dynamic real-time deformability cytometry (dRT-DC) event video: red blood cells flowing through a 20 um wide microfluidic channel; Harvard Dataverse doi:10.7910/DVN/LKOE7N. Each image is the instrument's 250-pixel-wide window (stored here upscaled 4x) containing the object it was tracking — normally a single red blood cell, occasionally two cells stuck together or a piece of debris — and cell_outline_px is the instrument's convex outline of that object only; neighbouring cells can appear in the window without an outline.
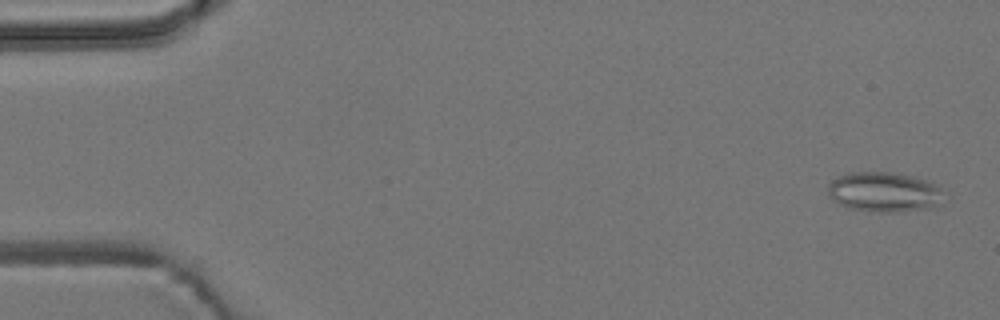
{"species": "common noctule bat (a hibernating species)", "species_latin": "Nyctalus noctula", "temperature_condition": "room temperature", "stored_images_in_passage": 5, "camera_frame_rate_fps": 3000, "um_per_image_px": 0.085, "animal": {"sex": "male", "body_mass_g": 19.2, "forearm_length_mm": 51.8}, "frame": {"image": 1, "passage_image": 1, "time_ms": 0.0, "image_size_px": [1000, 320], "cell_outline_px": [[948, 192], [940, 204], [928, 208], [900, 212], [868, 212], [848, 208], [832, 200], [828, 196], [828, 184], [832, 180], [848, 172], [896, 172], [924, 180]], "centroid_in_image_um": [75.15, 16.34], "position_along_channel_um": 9.8, "area_um2": 27.34}}
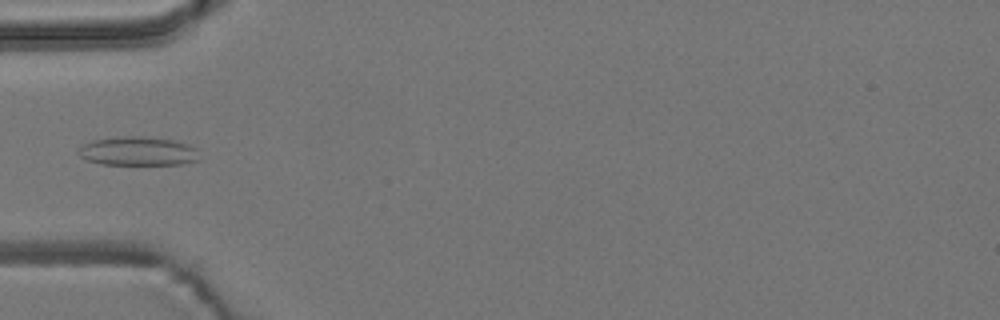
{"frame": {"image": 2, "passage_image": 5, "time_ms": 1.333, "image_size_px": [1000, 320], "cell_outline_px": [[200, 160], [184, 164], [104, 164], [88, 160], [80, 156], [76, 152], [80, 144], [92, 140], [116, 136], [144, 136], [172, 140], [188, 144], [196, 148]], "centroid_in_image_um": [11.7, 12.84], "position_along_channel_um": 73.3, "area_um2": 20.58}}